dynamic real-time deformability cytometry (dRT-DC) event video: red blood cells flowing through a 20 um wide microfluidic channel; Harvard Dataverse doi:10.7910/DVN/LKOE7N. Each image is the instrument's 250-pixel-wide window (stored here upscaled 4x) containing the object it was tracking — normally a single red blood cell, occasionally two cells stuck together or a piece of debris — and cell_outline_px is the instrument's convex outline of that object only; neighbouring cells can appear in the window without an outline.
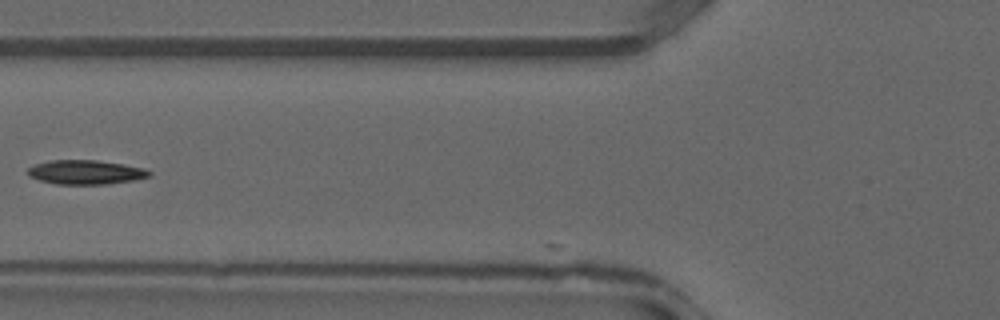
{"species": "common noctule bat (a hibernating species)", "species_latin": "Nyctalus noctula", "temperature_condition": "warm", "stored_images_in_passage": 3, "camera_frame_rate_fps": 3000, "um_per_image_px": 0.085, "animal": {"sex": "male", "forearm_length_mm": 52.5}, "frame": {"image": 1, "passage_image": 2, "time_ms": 0.333, "image_size_px": [1000, 320], "cell_outline_px": [[152, 176], [132, 180], [108, 184], [56, 184], [40, 180], [28, 176], [28, 168], [32, 164], [52, 160], [96, 160], [144, 168], [152, 172]], "centroid_in_image_um": [7.26, 14.64], "position_along_channel_um": 118.5, "area_um2": 17.11}}